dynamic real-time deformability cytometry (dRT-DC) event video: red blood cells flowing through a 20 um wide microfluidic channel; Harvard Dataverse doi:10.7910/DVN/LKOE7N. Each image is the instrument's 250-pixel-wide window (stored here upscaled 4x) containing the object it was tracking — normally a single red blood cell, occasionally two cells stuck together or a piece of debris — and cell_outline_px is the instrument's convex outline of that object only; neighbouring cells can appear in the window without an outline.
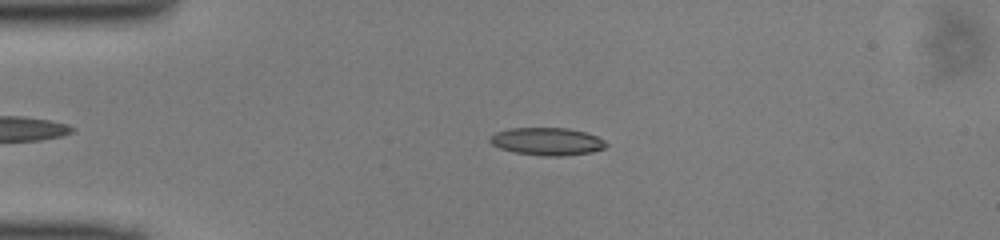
{"species": "common noctule bat (a hibernating species)", "species_latin": "Nyctalus noctula", "temperature_condition": "cold", "stored_images_in_passage": 43, "camera_frame_rate_fps": 3000, "um_per_image_px": 0.085, "animal": {"sex": "male", "body_mass_g": 13.0, "forearm_length_mm": 53.1}, "frame": {"image": 1, "passage_image": 11, "time_ms": 3.333, "image_size_px": [1000, 240], "cell_outline_px": [[608, 144], [604, 148], [592, 152], [560, 156], [544, 156], [516, 152], [500, 148], [492, 144], [488, 140], [488, 136], [496, 132], [508, 128], [568, 128], [584, 132], [596, 136], [604, 140]], "centroid_in_image_um": [46.48, 12.01], "position_along_channel_um": 38.5, "area_um2": 18.67}}
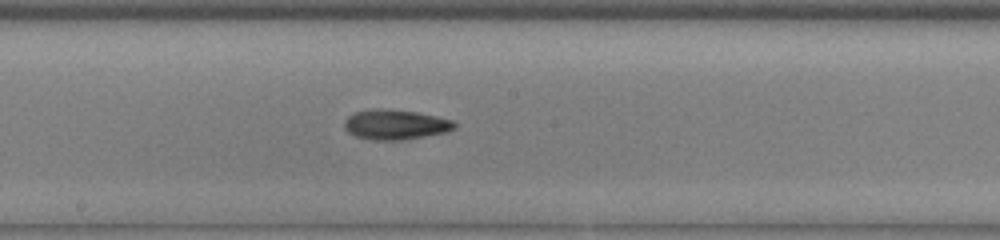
{"frame": {"image": 2, "passage_image": 26, "time_ms": 8.333, "image_size_px": [1000, 240], "cell_outline_px": [[456, 128], [448, 132], [400, 140], [376, 140], [356, 136], [348, 132], [344, 128], [344, 120], [348, 116], [356, 112], [368, 108], [388, 108], [416, 112], [436, 116], [452, 120], [456, 124]], "centroid_in_image_um": [33.6, 10.57], "position_along_channel_um": 214.6, "area_um2": 19.36}}
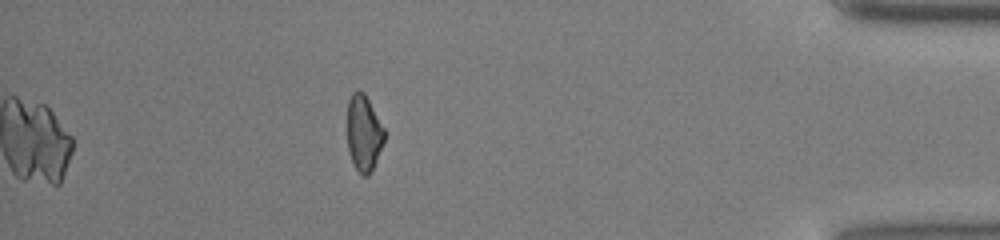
{"frame": {"image": 3, "passage_image": 43, "time_ms": 14.0, "image_size_px": [1000, 240], "cell_outline_px": [[384, 140], [376, 160], [368, 176], [364, 176], [356, 168], [352, 160], [348, 148], [348, 100], [352, 92], [356, 88], [364, 92], [384, 128]], "centroid_in_image_um": [30.91, 11.26], "position_along_channel_um": 404.3, "area_um2": 16.13}}